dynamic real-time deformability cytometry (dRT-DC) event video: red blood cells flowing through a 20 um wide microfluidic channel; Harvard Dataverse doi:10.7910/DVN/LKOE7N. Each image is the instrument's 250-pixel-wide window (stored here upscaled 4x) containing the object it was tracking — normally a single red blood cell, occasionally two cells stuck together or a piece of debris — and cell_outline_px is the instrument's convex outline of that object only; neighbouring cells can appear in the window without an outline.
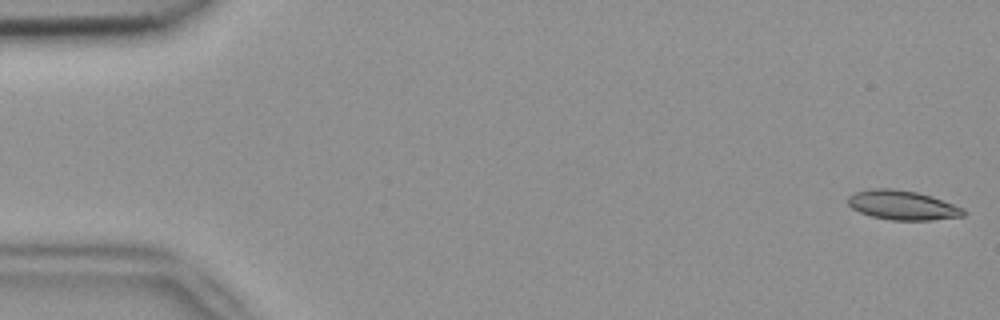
{"species": "common noctule bat (a hibernating species)", "species_latin": "Nyctalus noctula", "temperature_condition": "room temperature", "stored_images_in_passage": 10, "camera_frame_rate_fps": 3000, "um_per_image_px": 0.085, "animal": {"sex": "female", "body_mass_g": 18.4}, "frame": {"image": 1, "passage_image": 1, "time_ms": 0.0, "image_size_px": [1000, 320], "cell_outline_px": [[968, 212], [964, 216], [932, 220], [892, 220], [872, 216], [860, 212], [852, 208], [848, 204], [848, 196], [856, 192], [872, 188], [892, 188], [916, 192], [932, 196], [964, 208]], "centroid_in_image_um": [76.74, 17.44], "position_along_channel_um": 8.3, "area_um2": 19.83}}